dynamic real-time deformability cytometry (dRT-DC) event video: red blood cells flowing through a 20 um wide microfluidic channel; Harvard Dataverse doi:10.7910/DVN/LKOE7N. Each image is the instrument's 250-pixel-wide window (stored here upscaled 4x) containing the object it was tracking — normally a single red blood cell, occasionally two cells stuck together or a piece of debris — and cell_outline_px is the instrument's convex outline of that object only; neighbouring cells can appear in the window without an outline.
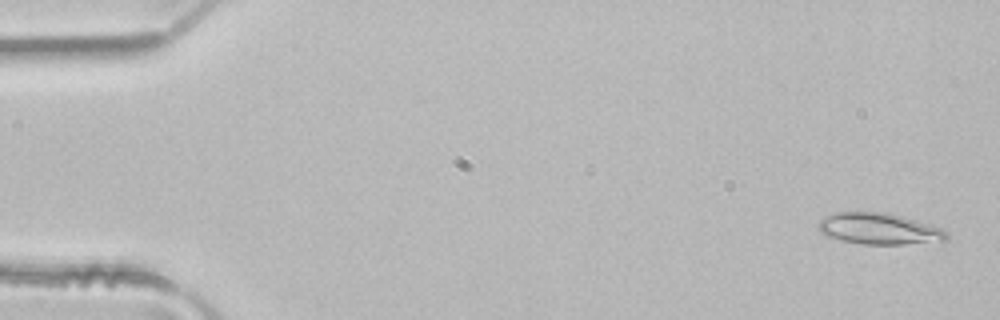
{"species": "common noctule bat (a hibernating species)", "species_latin": "Nyctalus noctula", "temperature_condition": "room temperature", "stored_images_in_passage": 4, "camera_frame_rate_fps": 3000, "um_per_image_px": 0.085, "animal": {"sex": "male", "body_mass_g": 21.5, "forearm_length_mm": 52.0}, "frame": {"image": 1, "passage_image": 1, "time_ms": 0.0, "image_size_px": [1000, 320], "cell_outline_px": [[948, 240], [904, 244], [864, 244], [840, 240], [828, 236], [820, 232], [820, 220], [824, 216], [836, 212], [888, 212], [916, 220], [940, 228], [948, 232]], "centroid_in_image_um": [74.73, 19.44], "position_along_channel_um": 10.3, "area_um2": 23.24}}